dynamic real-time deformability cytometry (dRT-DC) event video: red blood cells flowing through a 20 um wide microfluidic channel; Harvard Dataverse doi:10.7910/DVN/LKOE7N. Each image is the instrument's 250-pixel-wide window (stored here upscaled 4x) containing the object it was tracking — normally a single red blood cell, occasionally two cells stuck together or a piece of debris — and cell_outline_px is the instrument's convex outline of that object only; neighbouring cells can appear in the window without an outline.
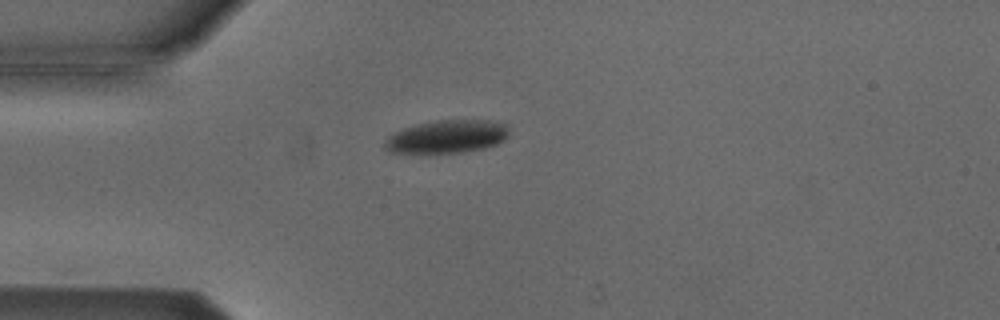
{"species": "Egyptian fruit bat (a non-hibernating species)", "species_latin": "Rousettus aegyptiacus", "temperature_condition": "cold", "stored_images_in_passage": 29, "camera_frame_rate_fps": 3000, "um_per_image_px": 0.085, "animal": {"sex": "male"}, "frame": {"image": 1, "passage_image": 1, "time_ms": 0.0, "image_size_px": [1000, 320], "cell_outline_px": [[508, 136], [504, 140], [496, 144], [484, 148], [460, 152], [388, 152], [384, 148], [384, 140], [392, 132], [404, 128], [436, 120], [488, 120], [508, 124]], "centroid_in_image_um": [37.99, 11.6], "position_along_channel_um": 47.0, "area_um2": 23.76}}
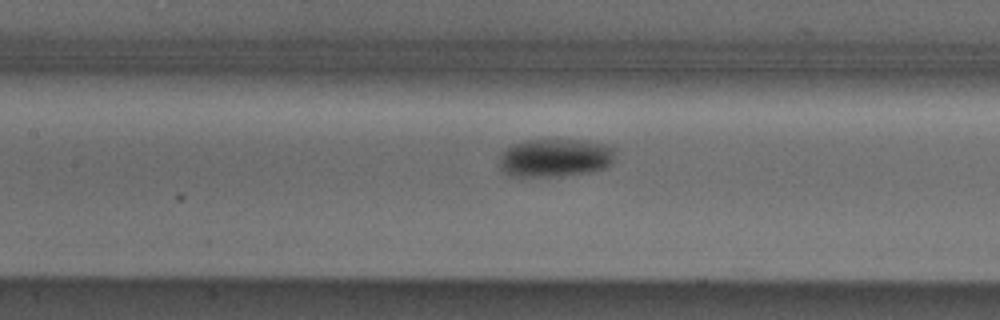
{"frame": {"image": 2, "passage_image": 11, "time_ms": 3.333, "image_size_px": [1000, 320], "cell_outline_px": [[616, 148], [612, 164], [604, 168], [588, 172], [560, 176], [508, 176], [500, 168], [500, 152], [504, 148], [512, 144], [524, 140], [588, 140], [604, 144]], "centroid_in_image_um": [47.17, 13.4], "position_along_channel_um": 160.2, "area_um2": 26.13}}
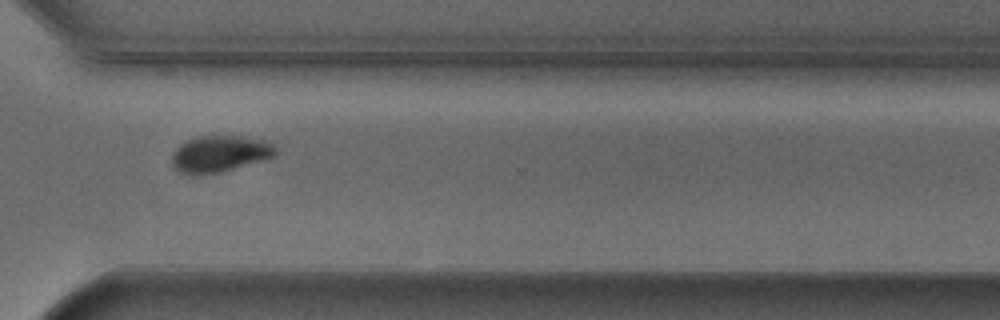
{"frame": {"image": 3, "passage_image": 26, "time_ms": 8.333, "image_size_px": [1000, 320], "cell_outline_px": [[276, 156], [220, 172], [200, 176], [192, 176], [180, 172], [172, 164], [172, 156], [176, 148], [180, 144], [196, 136], [244, 136], [264, 140], [272, 144], [276, 148]], "centroid_in_image_um": [18.66, 13.08], "position_along_channel_um": 351.9, "area_um2": 22.14}, "authors_computed_cell_mechanics": {"area_um2": 24.9696, "velocity_mm_per_s": 3.8384, "shape_relaxation_time_tau1_ms": 2.0913, "shape_relaxation_time_tau2_ms": null, "deformation_change_tau1": 0.0938, "deformation_change_tau2": null}}